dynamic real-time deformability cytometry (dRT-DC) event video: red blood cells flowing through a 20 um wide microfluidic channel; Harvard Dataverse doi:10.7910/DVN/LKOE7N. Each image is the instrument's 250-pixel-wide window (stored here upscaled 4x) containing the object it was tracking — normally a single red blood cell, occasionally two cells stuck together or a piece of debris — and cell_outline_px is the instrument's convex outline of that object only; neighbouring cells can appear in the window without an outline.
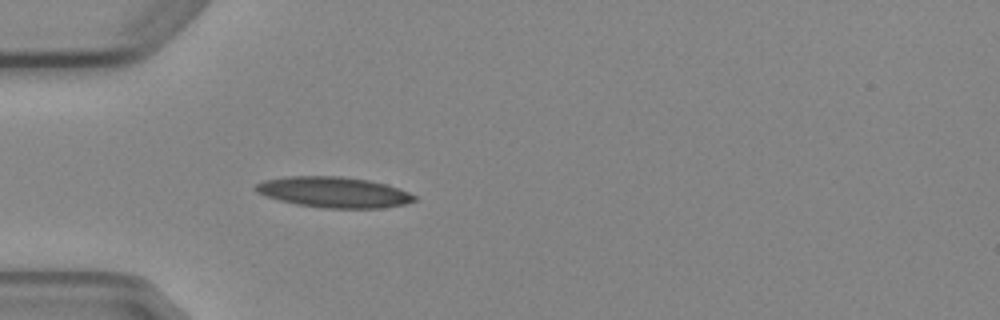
{"species": "Egyptian fruit bat (a non-hibernating species)", "species_latin": "Rousettus aegyptiacus", "temperature_condition": "cold", "stored_images_in_passage": 4, "camera_frame_rate_fps": 3000, "um_per_image_px": 0.085, "animal": {"sex": "female"}, "frame": {"image": 1, "passage_image": 4, "time_ms": 3.667, "image_size_px": [1000, 320], "cell_outline_px": [[416, 200], [404, 204], [380, 208], [324, 208], [296, 204], [280, 200], [256, 192], [252, 188], [256, 184], [264, 180], [288, 176], [340, 176], [368, 180], [400, 188], [416, 196]], "centroid_in_image_um": [28.36, 16.33], "position_along_channel_um": 56.6, "area_um2": 28.26}}